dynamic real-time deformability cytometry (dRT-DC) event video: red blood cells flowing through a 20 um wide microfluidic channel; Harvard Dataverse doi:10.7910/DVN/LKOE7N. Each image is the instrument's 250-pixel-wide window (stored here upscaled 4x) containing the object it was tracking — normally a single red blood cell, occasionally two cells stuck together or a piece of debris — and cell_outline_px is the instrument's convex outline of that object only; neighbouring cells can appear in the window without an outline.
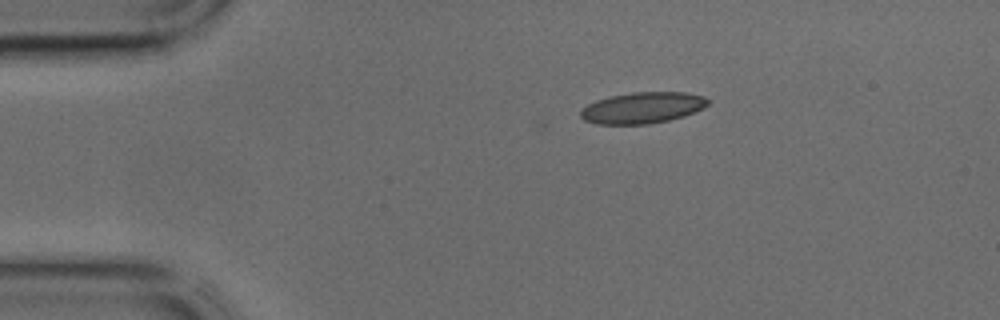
{"species": "common noctule bat (a hibernating species)", "species_latin": "Nyctalus noctula", "temperature_condition": "cold", "stored_images_in_passage": 2, "camera_frame_rate_fps": 3000, "um_per_image_px": 0.085, "animal": {"sex": "male", "body_mass_g": 17.9, "forearm_length_mm": 54.2}, "frame": {"image": 1, "passage_image": 2, "time_ms": 0.333, "image_size_px": [1000, 320], "cell_outline_px": [[708, 104], [704, 108], [684, 116], [668, 120], [648, 124], [596, 124], [584, 120], [580, 116], [580, 112], [588, 104], [596, 100], [612, 96], [632, 92], [684, 92], [704, 96], [708, 100]], "centroid_in_image_um": [54.62, 9.16], "position_along_channel_um": 30.4, "area_um2": 23.06}}